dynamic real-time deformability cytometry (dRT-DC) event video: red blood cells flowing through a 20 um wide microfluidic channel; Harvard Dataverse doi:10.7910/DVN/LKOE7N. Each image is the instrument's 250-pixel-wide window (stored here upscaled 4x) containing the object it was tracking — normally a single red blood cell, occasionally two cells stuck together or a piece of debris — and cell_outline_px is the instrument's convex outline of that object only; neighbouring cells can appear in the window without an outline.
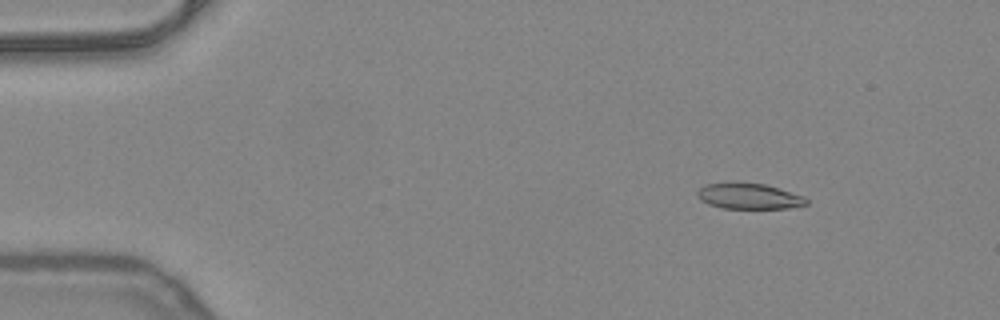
{"species": "common noctule bat (a hibernating species)", "species_latin": "Nyctalus noctula", "temperature_condition": "warm", "stored_images_in_passage": 47, "camera_frame_rate_fps": 3000, "um_per_image_px": 0.085, "animal": {"sex": "female", "body_mass_g": 24.6, "forearm_length_mm": 56.2}, "frame": {"image": 1, "passage_image": 3, "time_ms": 0.667, "image_size_px": [1000, 320], "cell_outline_px": [[808, 204], [788, 208], [724, 208], [708, 204], [700, 200], [696, 196], [696, 192], [704, 184], [764, 184], [804, 196], [808, 200]], "centroid_in_image_um": [63.66, 16.7], "position_along_channel_um": 21.3, "area_um2": 15.9}}
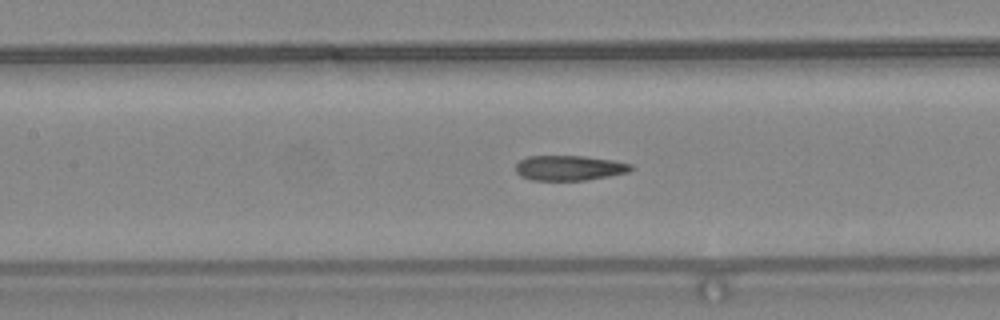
{"frame": {"image": 2, "passage_image": 20, "time_ms": 6.333, "image_size_px": [1000, 320], "cell_outline_px": [[636, 168], [628, 172], [588, 180], [532, 180], [520, 176], [516, 172], [516, 164], [520, 160], [528, 156], [584, 156], [612, 160], [632, 164]], "centroid_in_image_um": [48.4, 14.27], "position_along_channel_um": 159.0, "area_um2": 16.88}}
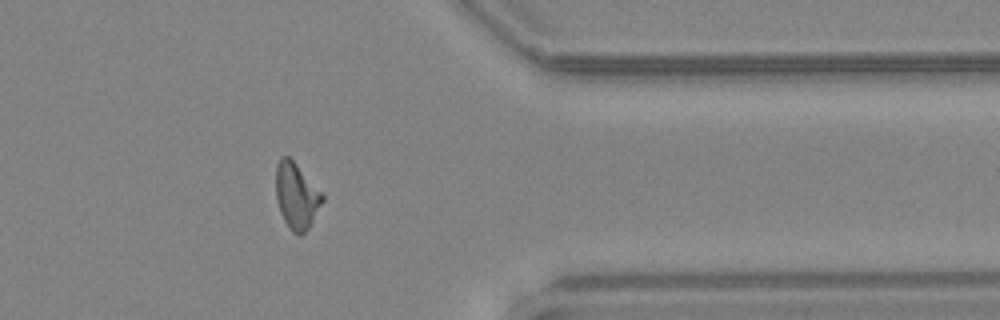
{"frame": {"image": 3, "passage_image": 38, "time_ms": 12.333, "image_size_px": [1000, 320], "cell_outline_px": [[324, 200], [308, 228], [300, 236], [292, 232], [284, 220], [280, 212], [276, 200], [276, 164], [280, 156], [288, 156], [296, 164], [324, 196]], "centroid_in_image_um": [25.17, 16.65], "position_along_channel_um": 386.2, "area_um2": 17.63}, "authors_computed_cell_mechanics": {"area_um2": 17.5134, "velocity_mm_per_s": 4.0421, "shape_relaxation_time_tau1_ms": null, "shape_relaxation_time_tau2_ms": 2.8635, "deformation_change_tau1": null, "deformation_change_tau2": 0.1128}}